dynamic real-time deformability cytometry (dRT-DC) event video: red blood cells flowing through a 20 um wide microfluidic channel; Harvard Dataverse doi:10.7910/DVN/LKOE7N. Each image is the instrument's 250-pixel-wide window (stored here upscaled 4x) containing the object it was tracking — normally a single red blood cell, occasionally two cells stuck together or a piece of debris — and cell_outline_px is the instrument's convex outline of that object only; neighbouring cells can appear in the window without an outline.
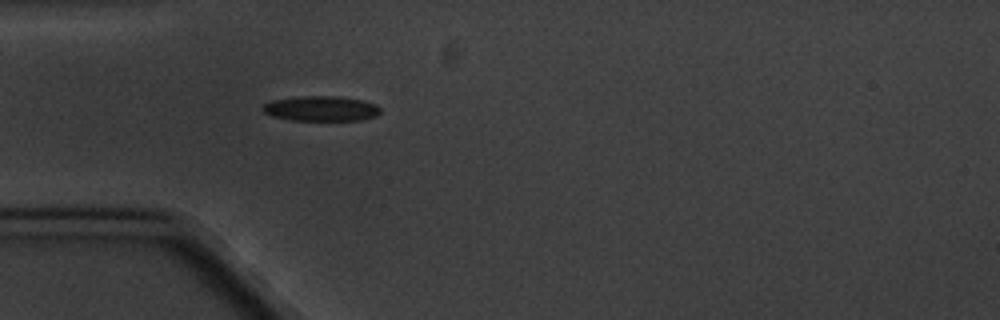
{"species": "common noctule bat (a hibernating species)", "species_latin": "Nyctalus noctula", "temperature_condition": "cold", "stored_images_in_passage": 4, "camera_frame_rate_fps": 3000, "um_per_image_px": 0.085, "animal": {"sex": "male", "body_mass_g": 20.1, "forearm_length_mm": 53.5}, "frame": {"image": 1, "passage_image": 4, "time_ms": 3.333, "image_size_px": [1000, 320], "cell_outline_px": [[380, 112], [376, 116], [360, 120], [292, 120], [272, 116], [264, 112], [260, 108], [264, 104], [272, 100], [304, 96], [336, 96], [364, 100], [376, 104], [380, 108]], "centroid_in_image_um": [27.3, 9.22], "position_along_channel_um": 57.7, "area_um2": 17.17}}